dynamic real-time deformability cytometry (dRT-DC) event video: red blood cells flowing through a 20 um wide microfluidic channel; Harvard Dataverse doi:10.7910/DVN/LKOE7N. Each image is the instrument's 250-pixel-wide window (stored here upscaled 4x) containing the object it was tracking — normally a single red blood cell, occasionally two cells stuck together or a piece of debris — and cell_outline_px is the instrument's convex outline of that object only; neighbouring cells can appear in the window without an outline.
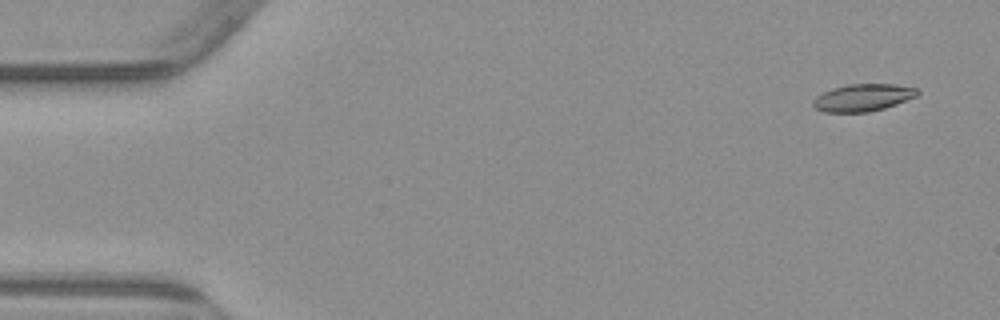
{"species": "common noctule bat (a hibernating species)", "species_latin": "Nyctalus noctula", "temperature_condition": "warm", "stored_images_in_passage": 6, "camera_frame_rate_fps": 3000, "um_per_image_px": 0.085, "animal": {"sex": "male", "body_mass_g": 23.1, "forearm_length_mm": 52.7}, "frame": {"image": 1, "passage_image": 1, "time_ms": 0.0, "image_size_px": [1000, 320], "cell_outline_px": [[920, 92], [916, 96], [896, 104], [884, 108], [868, 112], [824, 112], [816, 108], [812, 104], [812, 100], [816, 96], [832, 88], [848, 84], [892, 84], [920, 88]], "centroid_in_image_um": [73.35, 8.29], "position_along_channel_um": 11.6, "area_um2": 16.59}}
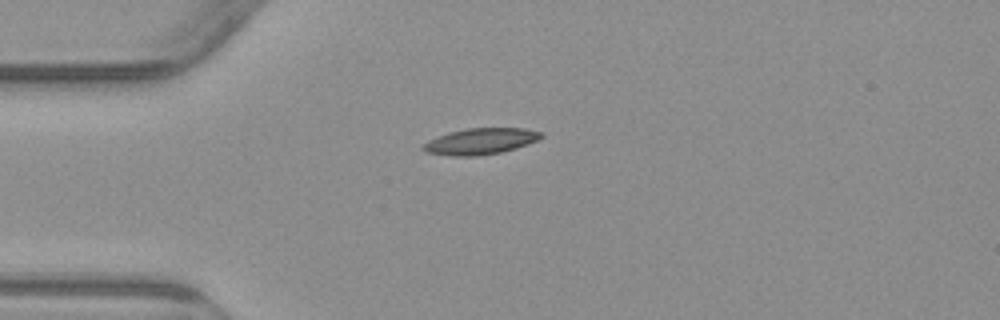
{"frame": {"image": 2, "passage_image": 4, "time_ms": 3.667, "image_size_px": [1000, 320], "cell_outline_px": [[544, 136], [536, 140], [516, 148], [500, 152], [476, 156], [452, 156], [428, 152], [420, 148], [428, 140], [448, 132], [464, 128], [524, 128], [544, 132]], "centroid_in_image_um": [40.84, 12.0], "position_along_channel_um": 44.2, "area_um2": 17.98}}
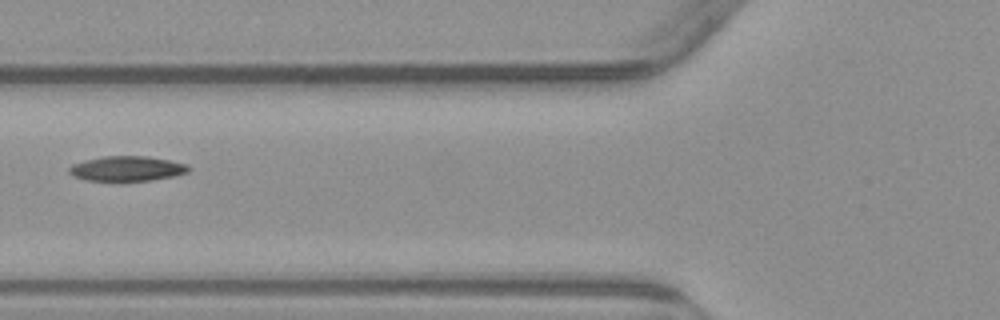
{"frame": {"image": 3, "passage_image": 6, "time_ms": 6.0, "image_size_px": [1000, 320], "cell_outline_px": [[192, 168], [188, 172], [172, 176], [152, 180], [88, 180], [72, 176], [68, 172], [68, 168], [72, 164], [84, 160], [104, 156], [148, 156], [188, 164]], "centroid_in_image_um": [10.79, 14.32], "position_along_channel_um": 115.0, "area_um2": 17.28}}